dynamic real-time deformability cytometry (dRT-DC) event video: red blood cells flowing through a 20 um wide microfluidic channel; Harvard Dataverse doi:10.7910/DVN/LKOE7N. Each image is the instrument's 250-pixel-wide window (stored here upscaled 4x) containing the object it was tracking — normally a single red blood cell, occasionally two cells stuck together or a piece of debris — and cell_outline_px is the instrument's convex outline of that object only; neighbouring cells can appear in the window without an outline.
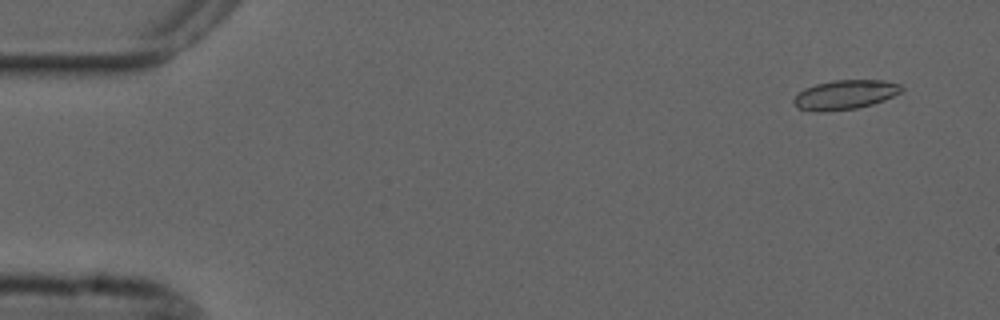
{"species": "common noctule bat (a hibernating species)", "species_latin": "Nyctalus noctula", "temperature_condition": "cold", "stored_images_in_passage": 55, "camera_frame_rate_fps": 3000, "um_per_image_px": 0.085, "animal": {"sex": "male", "forearm_length_mm": 52.5}, "frame": {"image": 1, "passage_image": 4, "time_ms": 1.0, "image_size_px": [1000, 320], "cell_outline_px": [[904, 88], [900, 92], [884, 100], [872, 104], [856, 108], [824, 112], [816, 112], [800, 108], [792, 100], [804, 88], [816, 84], [832, 80], [884, 80], [900, 84]], "centroid_in_image_um": [71.84, 8.04], "position_along_channel_um": 13.2, "area_um2": 18.32}}
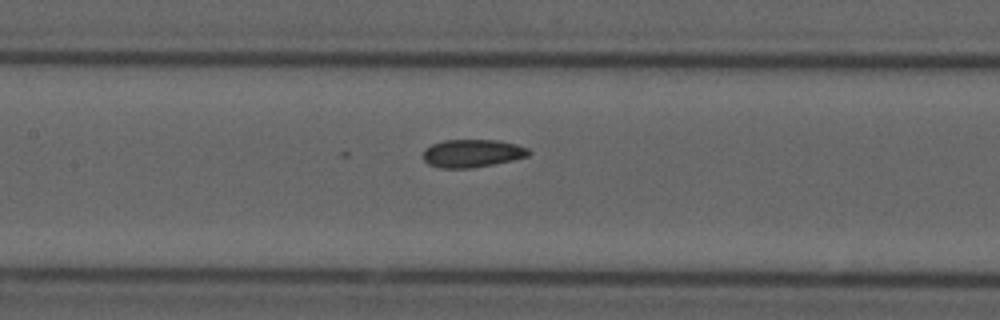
{"frame": {"image": 2, "passage_image": 26, "time_ms": 8.333, "image_size_px": [1000, 320], "cell_outline_px": [[532, 152], [528, 156], [512, 160], [472, 168], [440, 168], [428, 164], [424, 160], [424, 148], [432, 144], [444, 140], [500, 140], [516, 144], [528, 148]], "centroid_in_image_um": [40.15, 13.02], "position_along_channel_um": 167.3, "area_um2": 17.22}}
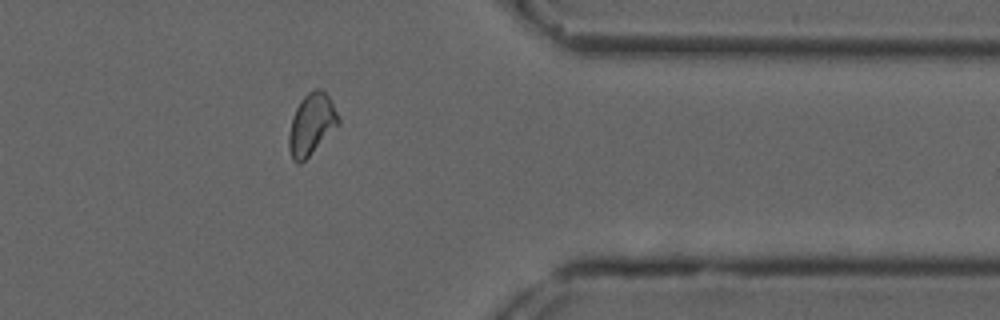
{"frame": {"image": 3, "passage_image": 45, "time_ms": 14.667, "image_size_px": [1000, 320], "cell_outline_px": [[340, 124], [300, 164], [296, 164], [292, 160], [288, 148], [288, 136], [292, 116], [300, 100], [308, 92], [316, 88], [324, 88], [332, 100], [340, 116]], "centroid_in_image_um": [26.49, 10.53], "position_along_channel_um": 384.9, "area_um2": 18.09}, "authors_computed_cell_mechanics": {"area_um2": 17.4556, "velocity_mm_per_s": 3.6789, "shape_relaxation_time_tau1_ms": null, "shape_relaxation_time_tau2_ms": 3.5382, "deformation_change_tau1": null, "deformation_change_tau2": 0.0693}}